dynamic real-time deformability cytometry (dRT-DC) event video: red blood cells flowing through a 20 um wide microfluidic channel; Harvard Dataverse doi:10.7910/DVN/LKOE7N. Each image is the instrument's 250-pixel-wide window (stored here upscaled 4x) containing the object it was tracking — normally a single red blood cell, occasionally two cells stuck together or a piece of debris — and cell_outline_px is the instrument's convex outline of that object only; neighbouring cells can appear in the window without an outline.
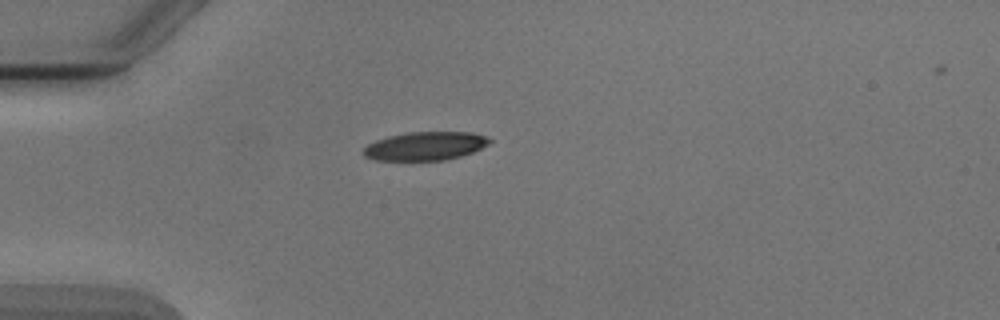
{"species": "Egyptian fruit bat (a non-hibernating species)", "species_latin": "Rousettus aegyptiacus", "temperature_condition": "cold", "stored_images_in_passage": 2, "camera_frame_rate_fps": 3000, "um_per_image_px": 0.085, "animal": {"sex": "male"}, "frame": {"image": 1, "passage_image": 1, "time_ms": 0.0, "image_size_px": [1000, 320], "cell_outline_px": [[492, 140], [488, 144], [472, 152], [460, 156], [444, 160], [376, 160], [364, 156], [360, 152], [368, 144], [376, 140], [388, 136], [408, 132], [472, 132], [488, 136]], "centroid_in_image_um": [36.13, 12.4], "position_along_channel_um": 48.9, "area_um2": 20.98}}